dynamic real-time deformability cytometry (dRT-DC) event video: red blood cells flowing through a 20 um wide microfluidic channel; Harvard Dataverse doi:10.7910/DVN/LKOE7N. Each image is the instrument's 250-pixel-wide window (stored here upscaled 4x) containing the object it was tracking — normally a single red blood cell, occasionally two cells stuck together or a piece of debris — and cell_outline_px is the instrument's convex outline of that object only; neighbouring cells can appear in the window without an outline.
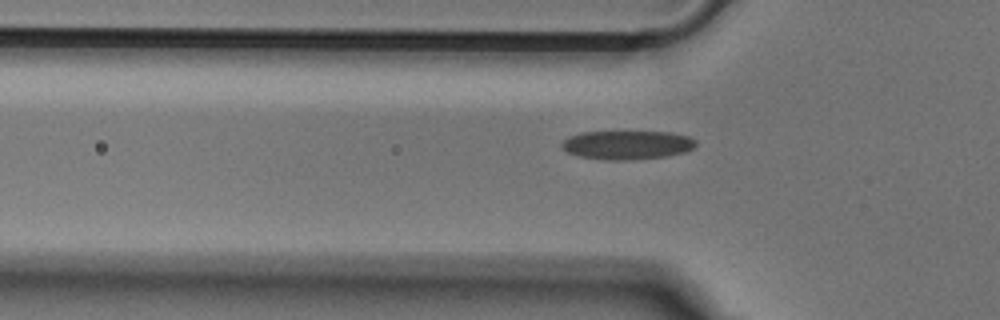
{"species": "Egyptian fruit bat (a non-hibernating species)", "species_latin": "Rousettus aegyptiacus", "temperature_condition": "cold", "stored_images_in_passage": 12, "camera_frame_rate_fps": 3000, "um_per_image_px": 0.085, "animal": {"sex": "male"}, "frame": {"image": 1, "passage_image": 9, "time_ms": 2.667, "image_size_px": [1000, 320], "cell_outline_px": [[696, 144], [692, 148], [684, 152], [664, 156], [632, 160], [608, 160], [580, 156], [568, 152], [560, 144], [568, 136], [580, 132], [668, 132], [688, 136], [696, 140]], "centroid_in_image_um": [53.29, 12.31], "position_along_channel_um": 72.5, "area_um2": 22.31}}